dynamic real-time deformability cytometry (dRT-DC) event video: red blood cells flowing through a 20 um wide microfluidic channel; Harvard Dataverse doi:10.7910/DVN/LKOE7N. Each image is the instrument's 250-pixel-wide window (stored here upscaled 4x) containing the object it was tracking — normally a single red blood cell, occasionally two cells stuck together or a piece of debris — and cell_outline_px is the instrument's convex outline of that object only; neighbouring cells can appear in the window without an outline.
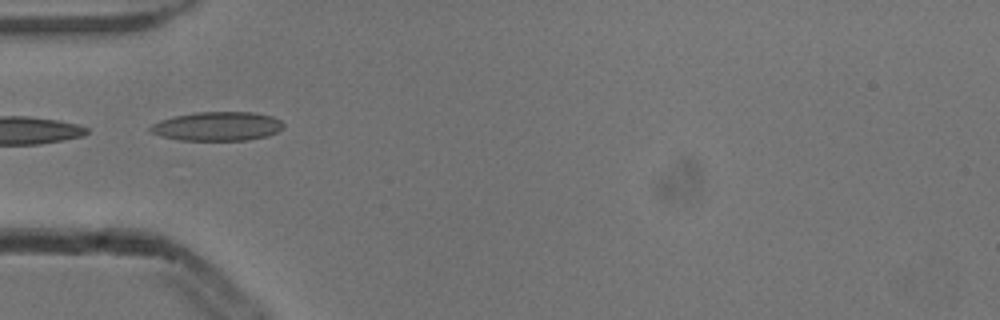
{"species": "common noctule bat (a hibernating species)", "species_latin": "Nyctalus noctula", "temperature_condition": "cold", "stored_images_in_passage": 6, "camera_frame_rate_fps": 3000, "um_per_image_px": 0.085, "animal": {"sex": "male", "body_mass_g": 13.3}, "frame": {"image": 1, "passage_image": 3, "time_ms": 0.667, "image_size_px": [1000, 320], "cell_outline_px": [[284, 128], [268, 136], [248, 140], [180, 140], [160, 136], [148, 132], [148, 128], [152, 124], [160, 120], [176, 116], [196, 112], [252, 112], [272, 116], [280, 120], [284, 124]], "centroid_in_image_um": [18.46, 10.74], "position_along_channel_um": 66.5, "area_um2": 22.6}}
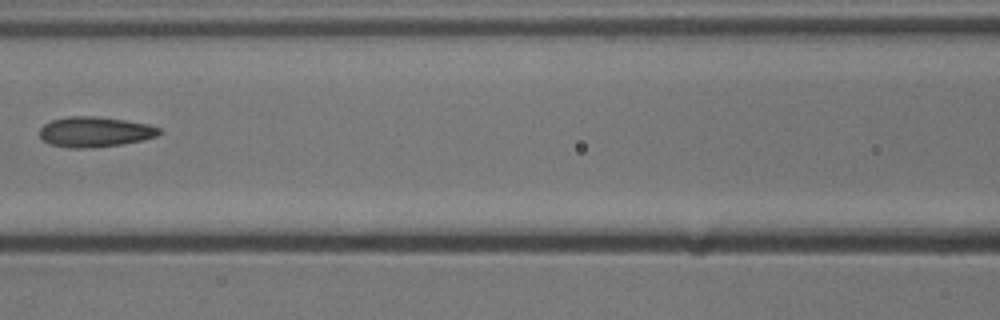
{"frame": {"image": 2, "passage_image": 5, "time_ms": 1.333, "image_size_px": [1000, 320], "cell_outline_px": [[160, 132], [156, 136], [144, 140], [120, 144], [84, 148], [68, 148], [52, 144], [44, 140], [40, 136], [40, 128], [44, 124], [52, 120], [68, 116], [96, 116], [124, 120], [148, 124], [160, 128]], "centroid_in_image_um": [8.06, 11.2], "position_along_channel_um": 158.5, "area_um2": 20.87}}
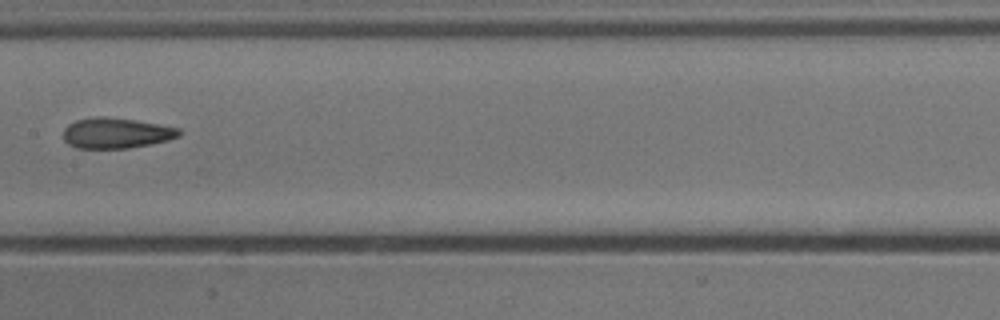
{"frame": {"image": 3, "passage_image": 6, "time_ms": 1.667, "image_size_px": [1000, 320], "cell_outline_px": [[180, 136], [168, 140], [128, 148], [76, 148], [68, 144], [64, 140], [64, 128], [68, 124], [76, 120], [96, 116], [108, 116], [136, 120], [160, 124], [180, 128]], "centroid_in_image_um": [9.86, 11.29], "position_along_channel_um": 197.5, "area_um2": 20.69}}